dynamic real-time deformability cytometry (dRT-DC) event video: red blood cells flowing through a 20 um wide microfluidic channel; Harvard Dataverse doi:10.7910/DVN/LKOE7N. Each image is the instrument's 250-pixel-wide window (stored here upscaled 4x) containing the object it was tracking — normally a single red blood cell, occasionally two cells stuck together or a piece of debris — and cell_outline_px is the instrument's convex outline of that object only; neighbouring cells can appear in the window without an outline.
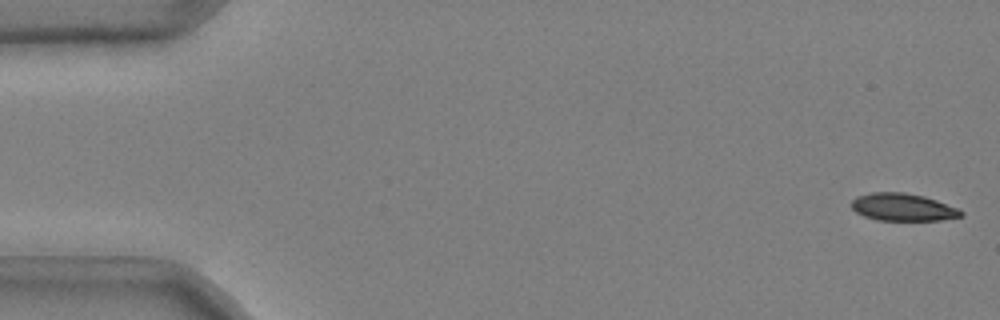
{"species": "common noctule bat (a hibernating species)", "species_latin": "Nyctalus noctula", "temperature_condition": "cold", "stored_images_in_passage": 9, "camera_frame_rate_fps": 3000, "um_per_image_px": 0.085, "animal": {"sex": "male", "body_mass_g": 20.4}, "frame": {"image": 1, "passage_image": 1, "time_ms": 0.0, "image_size_px": [1000, 320], "cell_outline_px": [[964, 216], [940, 220], [876, 220], [864, 216], [856, 212], [852, 208], [852, 200], [856, 196], [872, 192], [904, 192], [924, 196], [936, 200], [956, 208], [964, 212]], "centroid_in_image_um": [76.73, 17.61], "position_along_channel_um": 8.3, "area_um2": 17.51}}